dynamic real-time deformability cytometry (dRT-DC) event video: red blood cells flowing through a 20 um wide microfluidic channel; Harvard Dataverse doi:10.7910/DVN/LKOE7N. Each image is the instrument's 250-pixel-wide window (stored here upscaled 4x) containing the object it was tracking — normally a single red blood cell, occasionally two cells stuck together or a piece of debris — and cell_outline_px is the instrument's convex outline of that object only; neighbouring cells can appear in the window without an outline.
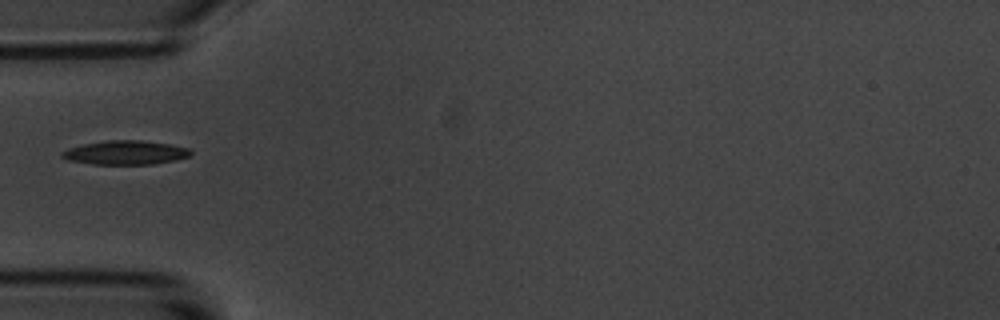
{"species": "common noctule bat (a hibernating species)", "species_latin": "Nyctalus noctula", "temperature_condition": "room temperature", "stored_images_in_passage": 3, "camera_frame_rate_fps": 3000, "um_per_image_px": 0.085, "animal": {"sex": "male", "body_mass_g": 20.1, "forearm_length_mm": 53.5}, "frame": {"image": 1, "passage_image": 1, "time_ms": 0.0, "image_size_px": [1000, 320], "cell_outline_px": [[192, 156], [176, 160], [152, 164], [92, 164], [68, 160], [60, 156], [60, 152], [68, 148], [84, 144], [108, 140], [140, 140], [168, 144], [188, 148], [192, 152]], "centroid_in_image_um": [10.66, 12.97], "position_along_channel_um": 74.3, "area_um2": 17.98}}